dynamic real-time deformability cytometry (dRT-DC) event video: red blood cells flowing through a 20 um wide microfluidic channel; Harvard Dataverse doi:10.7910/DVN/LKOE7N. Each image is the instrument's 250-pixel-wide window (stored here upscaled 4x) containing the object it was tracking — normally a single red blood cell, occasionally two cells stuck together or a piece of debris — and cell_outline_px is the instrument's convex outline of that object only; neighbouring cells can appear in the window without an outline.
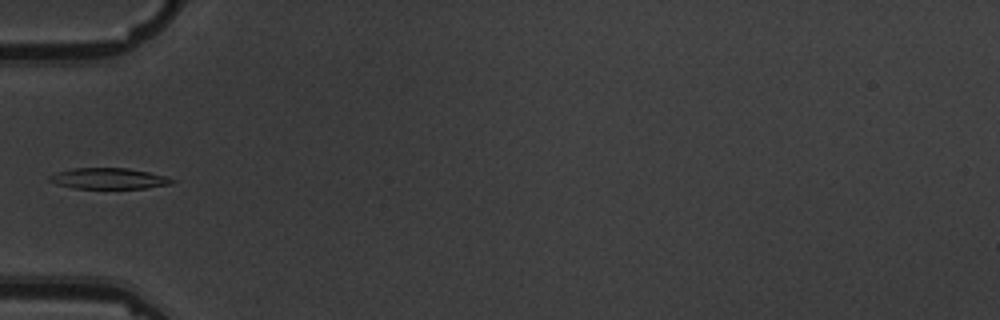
{"species": "common noctule bat (a hibernating species)", "species_latin": "Nyctalus noctula", "temperature_condition": "warm", "stored_images_in_passage": 6, "camera_frame_rate_fps": 3000, "um_per_image_px": 0.085, "animal": {"sex": "male", "body_mass_g": 19.5, "forearm_length_mm": 54.6}, "frame": {"image": 1, "passage_image": 6, "time_ms": 5.667, "image_size_px": [1000, 320], "cell_outline_px": [[176, 180], [172, 184], [144, 188], [72, 188], [56, 184], [48, 180], [48, 176], [56, 172], [72, 168], [128, 168], [148, 172], [164, 176]], "centroid_in_image_um": [9.2, 15.17], "position_along_channel_um": 75.8, "area_um2": 14.91}}